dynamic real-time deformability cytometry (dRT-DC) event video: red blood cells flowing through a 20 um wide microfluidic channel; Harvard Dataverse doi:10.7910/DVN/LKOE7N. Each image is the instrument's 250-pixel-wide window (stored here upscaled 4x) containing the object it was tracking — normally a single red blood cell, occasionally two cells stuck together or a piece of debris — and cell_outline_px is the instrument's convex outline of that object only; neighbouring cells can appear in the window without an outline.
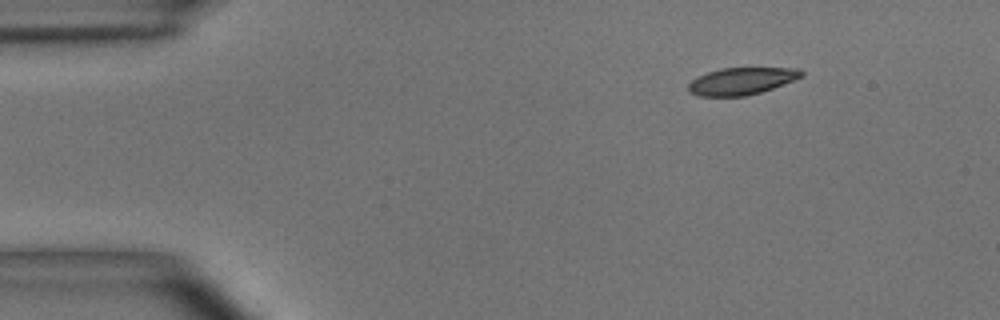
{"species": "common noctule bat (a hibernating species)", "species_latin": "Nyctalus noctula", "temperature_condition": "room temperature", "stored_images_in_passage": 48, "camera_frame_rate_fps": 3000, "um_per_image_px": 0.085, "animal": {"sex": "male", "body_mass_g": 15.6}, "frame": {"image": 1, "passage_image": 1, "time_ms": 0.0, "image_size_px": [1000, 320], "cell_outline_px": [[804, 76], [772, 88], [760, 92], [744, 96], [700, 96], [688, 92], [688, 84], [692, 80], [708, 72], [720, 68], [796, 68], [804, 72]], "centroid_in_image_um": [63.02, 6.89], "position_along_channel_um": 22.0, "area_um2": 17.69}}
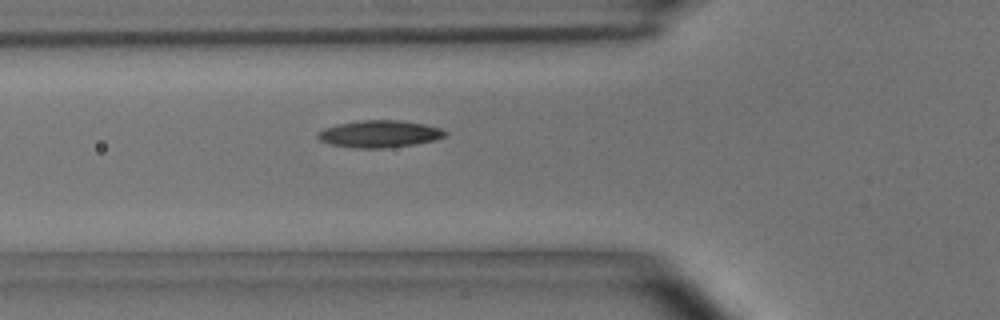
{"frame": {"image": 2, "passage_image": 13, "time_ms": 4.0, "image_size_px": [1000, 320], "cell_outline_px": [[448, 136], [436, 140], [416, 144], [384, 148], [352, 148], [328, 144], [320, 140], [316, 136], [316, 132], [324, 128], [336, 124], [356, 120], [400, 120], [424, 124], [440, 128], [448, 132]], "centroid_in_image_um": [32.24, 11.38], "position_along_channel_um": 93.6, "area_um2": 20.52}}
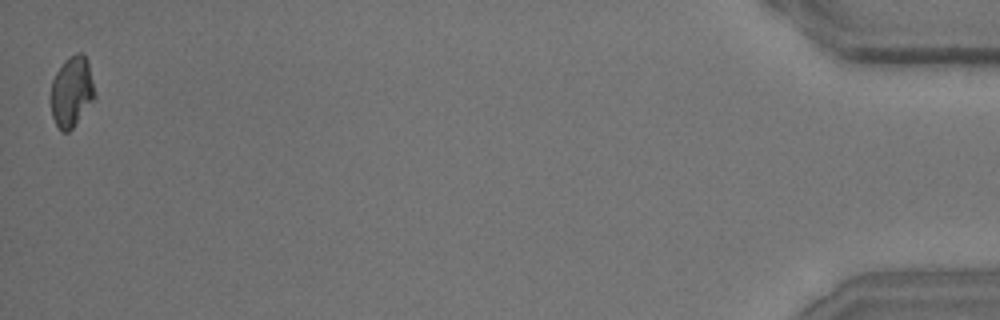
{"frame": {"image": 3, "passage_image": 48, "time_ms": 15.667, "image_size_px": [1000, 320], "cell_outline_px": [[96, 96], [72, 128], [68, 132], [64, 132], [56, 124], [52, 116], [52, 80], [56, 72], [76, 52], [80, 52], [88, 60]], "centroid_in_image_um": [6.12, 7.79], "position_along_channel_um": 429.1, "area_um2": 17.46}, "authors_computed_cell_mechanics": {"area_um2": 18.9873, "velocity_mm_per_s": 3.6501, "shape_relaxation_time_tau1_ms": 5.1804, "shape_relaxation_time_tau2_ms": 2.5793, "deformation_change_tau1": 0.1645, "deformation_change_tau2": 0.081}}